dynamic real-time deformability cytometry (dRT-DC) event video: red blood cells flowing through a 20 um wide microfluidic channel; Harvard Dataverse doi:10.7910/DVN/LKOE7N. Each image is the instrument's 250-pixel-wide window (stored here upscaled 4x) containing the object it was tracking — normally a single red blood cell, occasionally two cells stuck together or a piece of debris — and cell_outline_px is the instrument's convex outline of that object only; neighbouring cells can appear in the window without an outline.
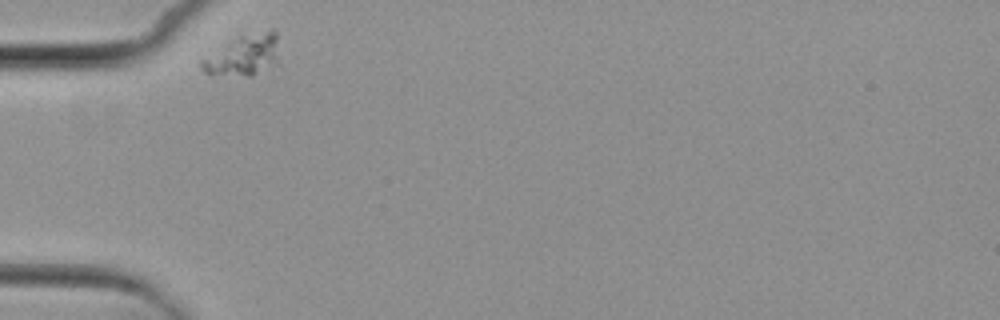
{"species": "common noctule bat (a hibernating species)", "species_latin": "Nyctalus noctula", "temperature_condition": "cold", "stored_images_in_passage": 2, "camera_frame_rate_fps": 3000, "um_per_image_px": 0.085, "animal": {"sex": "female", "body_mass_g": 29.2, "forearm_length_mm": 56.3}, "frame": {"image": 1, "passage_image": 1, "time_ms": 0.0, "image_size_px": [1000, 320], "cell_outline_px": [[280, 64], [252, 76], [208, 76], [200, 68], [200, 60], [240, 36], [272, 28], [276, 28]], "centroid_in_image_um": [20.76, 4.74], "position_along_channel_um": 64.2, "area_um2": 19.07}}
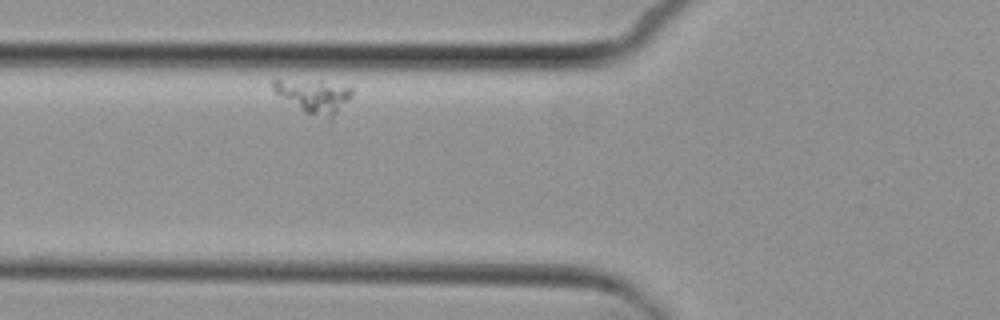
{"frame": {"image": 2, "passage_image": 2, "time_ms": 1.333, "image_size_px": [1000, 320], "cell_outline_px": [[352, 96], [332, 120], [328, 124], [304, 112], [276, 92], [272, 88], [272, 80], [276, 76], [320, 80], [352, 88]], "centroid_in_image_um": [26.65, 8.16], "position_along_channel_um": 99.1, "area_um2": 16.36}}